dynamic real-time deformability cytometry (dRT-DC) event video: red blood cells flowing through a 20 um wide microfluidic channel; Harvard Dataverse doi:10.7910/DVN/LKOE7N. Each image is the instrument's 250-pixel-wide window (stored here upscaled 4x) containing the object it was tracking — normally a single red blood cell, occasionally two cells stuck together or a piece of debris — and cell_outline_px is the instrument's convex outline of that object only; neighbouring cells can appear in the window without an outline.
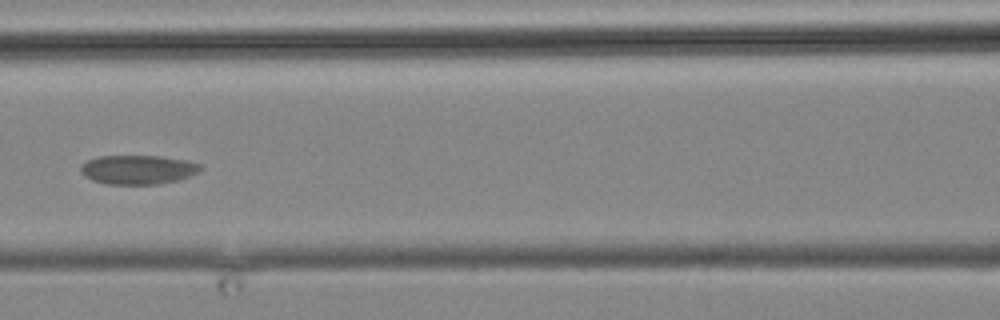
{"species": "common noctule bat (a hibernating species)", "species_latin": "Nyctalus noctula", "temperature_condition": "cold", "stored_images_in_passage": 4, "camera_frame_rate_fps": 3000, "um_per_image_px": 0.085, "animal": {"sex": "male", "body_mass_g": 19.2, "forearm_length_mm": 51.8}, "frame": {"image": 1, "passage_image": 3, "time_ms": 3.333, "image_size_px": [1000, 320], "cell_outline_px": [[204, 168], [188, 176], [176, 180], [156, 184], [108, 184], [92, 180], [84, 176], [80, 172], [80, 164], [88, 160], [100, 156], [160, 156], [184, 160], [200, 164]], "centroid_in_image_um": [11.67, 14.41], "position_along_channel_um": 154.9, "area_um2": 20.17}}
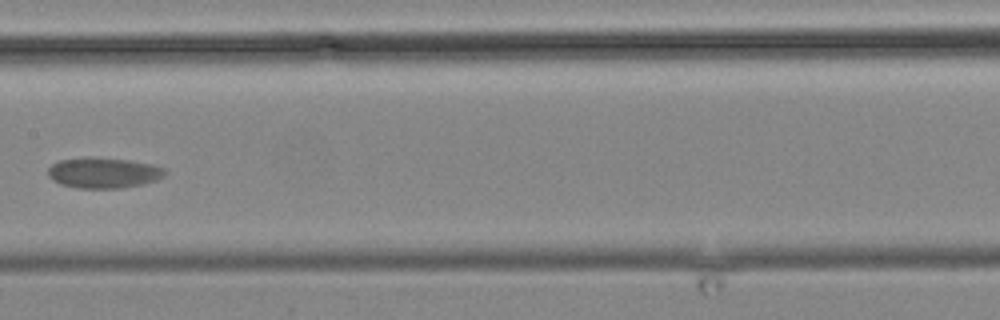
{"frame": {"image": 2, "passage_image": 4, "time_ms": 4.667, "image_size_px": [1000, 320], "cell_outline_px": [[168, 172], [164, 176], [156, 180], [140, 184], [120, 188], [76, 188], [60, 184], [52, 180], [48, 176], [48, 168], [52, 164], [60, 160], [84, 156], [92, 156], [128, 160], [152, 164], [164, 168]], "centroid_in_image_um": [8.77, 14.67], "position_along_channel_um": 198.6, "area_um2": 21.1}}